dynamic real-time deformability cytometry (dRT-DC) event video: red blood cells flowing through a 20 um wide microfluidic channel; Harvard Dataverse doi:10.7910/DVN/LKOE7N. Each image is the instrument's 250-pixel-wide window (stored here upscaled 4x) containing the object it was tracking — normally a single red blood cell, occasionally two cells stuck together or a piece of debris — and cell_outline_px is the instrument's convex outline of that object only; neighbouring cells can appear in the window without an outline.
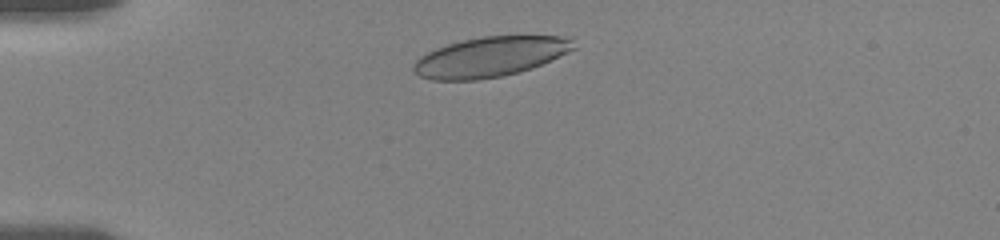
{"species": "human", "species_latin": "Homo sapiens", "temperature_condition": "room temperature", "stored_images_in_passage": 41, "camera_frame_rate_fps": 3000, "um_per_image_px": 0.085, "donor": {"sex": "female"}, "frame": {"image": 1, "passage_image": 5, "time_ms": 1.333, "image_size_px": [1000, 240], "cell_outline_px": [[576, 48], [568, 52], [532, 68], [520, 72], [500, 76], [476, 80], [432, 80], [420, 76], [412, 72], [412, 64], [420, 56], [436, 48], [448, 44], [464, 40], [484, 36], [560, 36], [572, 40]], "centroid_in_image_um": [41.62, 4.84], "position_along_channel_um": 43.4, "area_um2": 37.11}}
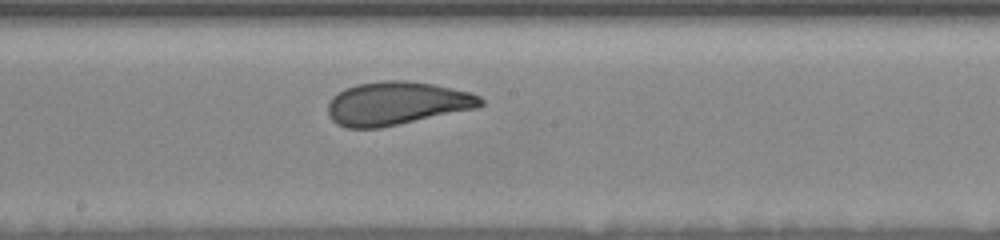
{"frame": {"image": 2, "passage_image": 22, "time_ms": 7.0, "image_size_px": [1000, 240], "cell_outline_px": [[484, 104], [476, 108], [380, 128], [348, 128], [336, 124], [328, 116], [328, 104], [332, 96], [356, 84], [380, 80], [408, 80], [432, 84], [472, 92], [480, 96], [484, 100]], "centroid_in_image_um": [33.72, 8.78], "position_along_channel_um": 214.5, "area_um2": 38.61}}
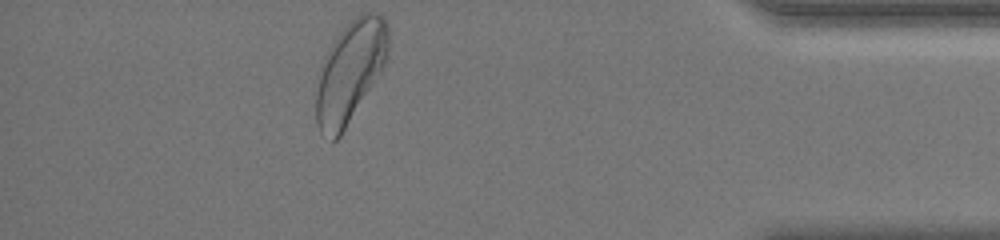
{"frame": {"image": 3, "passage_image": 41, "time_ms": 13.333, "image_size_px": [1000, 240], "cell_outline_px": [[388, 52], [384, 64], [340, 136], [332, 144], [320, 132], [316, 124], [316, 92], [320, 64], [328, 48], [336, 36], [360, 12], [376, 12], [388, 24]], "centroid_in_image_um": [29.71, 6.1], "position_along_channel_um": 405.5, "area_um2": 42.19}, "authors_computed_cell_mechanics": {"area_um2": 38.3792, "velocity_mm_per_s": 3.5901, "shape_relaxation_time_tau1_ms": 3.5665, "shape_relaxation_time_tau2_ms": 0.8708, "deformation_change_tau1": 0.137, "deformation_change_tau2": 0.0658}}